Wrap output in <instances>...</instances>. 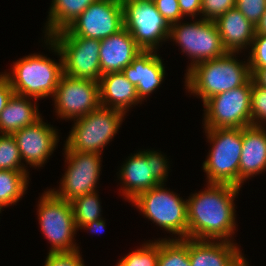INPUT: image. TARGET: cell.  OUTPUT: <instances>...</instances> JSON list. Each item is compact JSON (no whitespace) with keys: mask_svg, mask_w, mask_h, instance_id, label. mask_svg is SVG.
Instances as JSON below:
<instances>
[{"mask_svg":"<svg viewBox=\"0 0 266 266\" xmlns=\"http://www.w3.org/2000/svg\"><path fill=\"white\" fill-rule=\"evenodd\" d=\"M207 184L206 190L186 199L188 238L232 242L230 238L236 230L234 200L240 188L229 184Z\"/></svg>","mask_w":266,"mask_h":266,"instance_id":"1","label":"cell"},{"mask_svg":"<svg viewBox=\"0 0 266 266\" xmlns=\"http://www.w3.org/2000/svg\"><path fill=\"white\" fill-rule=\"evenodd\" d=\"M236 54L228 52L190 68L185 74L186 90L202 98L204 103L218 93L243 86L251 78L249 62H240Z\"/></svg>","mask_w":266,"mask_h":266,"instance_id":"2","label":"cell"},{"mask_svg":"<svg viewBox=\"0 0 266 266\" xmlns=\"http://www.w3.org/2000/svg\"><path fill=\"white\" fill-rule=\"evenodd\" d=\"M49 50L59 55V63L41 54L27 55L14 62L12 73H5L8 77L14 94L31 97L36 101L39 98L53 97L55 89L64 74L62 57L57 46L46 37Z\"/></svg>","mask_w":266,"mask_h":266,"instance_id":"3","label":"cell"},{"mask_svg":"<svg viewBox=\"0 0 266 266\" xmlns=\"http://www.w3.org/2000/svg\"><path fill=\"white\" fill-rule=\"evenodd\" d=\"M212 145L203 170L208 183L239 187V163L242 152V128L205 129Z\"/></svg>","mask_w":266,"mask_h":266,"instance_id":"4","label":"cell"},{"mask_svg":"<svg viewBox=\"0 0 266 266\" xmlns=\"http://www.w3.org/2000/svg\"><path fill=\"white\" fill-rule=\"evenodd\" d=\"M161 183L138 194L132 201L146 218L169 233L188 238L187 200L164 188Z\"/></svg>","mask_w":266,"mask_h":266,"instance_id":"5","label":"cell"},{"mask_svg":"<svg viewBox=\"0 0 266 266\" xmlns=\"http://www.w3.org/2000/svg\"><path fill=\"white\" fill-rule=\"evenodd\" d=\"M125 113L100 106L89 114L77 118L66 139L69 151L101 154L105 146L116 135Z\"/></svg>","mask_w":266,"mask_h":266,"instance_id":"6","label":"cell"},{"mask_svg":"<svg viewBox=\"0 0 266 266\" xmlns=\"http://www.w3.org/2000/svg\"><path fill=\"white\" fill-rule=\"evenodd\" d=\"M39 201L38 219L42 233L51 244L49 253L79 250L73 239L77 229L71 203L57 197L50 189L44 191Z\"/></svg>","mask_w":266,"mask_h":266,"instance_id":"7","label":"cell"},{"mask_svg":"<svg viewBox=\"0 0 266 266\" xmlns=\"http://www.w3.org/2000/svg\"><path fill=\"white\" fill-rule=\"evenodd\" d=\"M252 79L243 86L218 93L204 105V128L227 129L251 126Z\"/></svg>","mask_w":266,"mask_h":266,"instance_id":"8","label":"cell"},{"mask_svg":"<svg viewBox=\"0 0 266 266\" xmlns=\"http://www.w3.org/2000/svg\"><path fill=\"white\" fill-rule=\"evenodd\" d=\"M170 40L181 46L182 52L192 59L187 71L200 62L219 58L227 54L214 21L203 18L190 23L170 25Z\"/></svg>","mask_w":266,"mask_h":266,"instance_id":"9","label":"cell"},{"mask_svg":"<svg viewBox=\"0 0 266 266\" xmlns=\"http://www.w3.org/2000/svg\"><path fill=\"white\" fill-rule=\"evenodd\" d=\"M121 2L124 27L143 51H156L160 42L169 39L170 25L158 12L153 0Z\"/></svg>","mask_w":266,"mask_h":266,"instance_id":"10","label":"cell"},{"mask_svg":"<svg viewBox=\"0 0 266 266\" xmlns=\"http://www.w3.org/2000/svg\"><path fill=\"white\" fill-rule=\"evenodd\" d=\"M163 154L145 150L128 157L121 166L119 178L122 182V194L132 201L138 194L166 182L168 161Z\"/></svg>","mask_w":266,"mask_h":266,"instance_id":"11","label":"cell"},{"mask_svg":"<svg viewBox=\"0 0 266 266\" xmlns=\"http://www.w3.org/2000/svg\"><path fill=\"white\" fill-rule=\"evenodd\" d=\"M124 27L121 0H97L66 29L51 36H82L103 40Z\"/></svg>","mask_w":266,"mask_h":266,"instance_id":"12","label":"cell"},{"mask_svg":"<svg viewBox=\"0 0 266 266\" xmlns=\"http://www.w3.org/2000/svg\"><path fill=\"white\" fill-rule=\"evenodd\" d=\"M61 53L64 74L99 82L100 40L82 36H49Z\"/></svg>","mask_w":266,"mask_h":266,"instance_id":"13","label":"cell"},{"mask_svg":"<svg viewBox=\"0 0 266 266\" xmlns=\"http://www.w3.org/2000/svg\"><path fill=\"white\" fill-rule=\"evenodd\" d=\"M68 166L58 190L51 191L59 198L71 201L96 190L101 171V154L80 153L64 148Z\"/></svg>","mask_w":266,"mask_h":266,"instance_id":"14","label":"cell"},{"mask_svg":"<svg viewBox=\"0 0 266 266\" xmlns=\"http://www.w3.org/2000/svg\"><path fill=\"white\" fill-rule=\"evenodd\" d=\"M52 98L56 113L61 119L75 120L101 106L99 82L65 74L61 76Z\"/></svg>","mask_w":266,"mask_h":266,"instance_id":"15","label":"cell"},{"mask_svg":"<svg viewBox=\"0 0 266 266\" xmlns=\"http://www.w3.org/2000/svg\"><path fill=\"white\" fill-rule=\"evenodd\" d=\"M56 130L40 118L34 124L14 132L12 135L16 140L21 160L32 167H43L59 141Z\"/></svg>","mask_w":266,"mask_h":266,"instance_id":"16","label":"cell"},{"mask_svg":"<svg viewBox=\"0 0 266 266\" xmlns=\"http://www.w3.org/2000/svg\"><path fill=\"white\" fill-rule=\"evenodd\" d=\"M188 255L191 266H248L233 241L188 238Z\"/></svg>","mask_w":266,"mask_h":266,"instance_id":"17","label":"cell"},{"mask_svg":"<svg viewBox=\"0 0 266 266\" xmlns=\"http://www.w3.org/2000/svg\"><path fill=\"white\" fill-rule=\"evenodd\" d=\"M142 51L125 27L100 40L101 75L122 72Z\"/></svg>","mask_w":266,"mask_h":266,"instance_id":"18","label":"cell"},{"mask_svg":"<svg viewBox=\"0 0 266 266\" xmlns=\"http://www.w3.org/2000/svg\"><path fill=\"white\" fill-rule=\"evenodd\" d=\"M157 51H142L122 73L136 86L141 101L156 90L164 80L165 67Z\"/></svg>","mask_w":266,"mask_h":266,"instance_id":"19","label":"cell"},{"mask_svg":"<svg viewBox=\"0 0 266 266\" xmlns=\"http://www.w3.org/2000/svg\"><path fill=\"white\" fill-rule=\"evenodd\" d=\"M266 128H242V152L239 163V188L244 181L266 171Z\"/></svg>","mask_w":266,"mask_h":266,"instance_id":"20","label":"cell"},{"mask_svg":"<svg viewBox=\"0 0 266 266\" xmlns=\"http://www.w3.org/2000/svg\"><path fill=\"white\" fill-rule=\"evenodd\" d=\"M214 22L227 52L239 53L248 48V45L251 47L255 36V25L237 8L229 9Z\"/></svg>","mask_w":266,"mask_h":266,"instance_id":"21","label":"cell"},{"mask_svg":"<svg viewBox=\"0 0 266 266\" xmlns=\"http://www.w3.org/2000/svg\"><path fill=\"white\" fill-rule=\"evenodd\" d=\"M100 104L126 114L129 107L142 101L137 89L122 72L107 73L99 80Z\"/></svg>","mask_w":266,"mask_h":266,"instance_id":"22","label":"cell"},{"mask_svg":"<svg viewBox=\"0 0 266 266\" xmlns=\"http://www.w3.org/2000/svg\"><path fill=\"white\" fill-rule=\"evenodd\" d=\"M36 103L31 97L13 94L0 113V134H13L38 121L42 116Z\"/></svg>","mask_w":266,"mask_h":266,"instance_id":"23","label":"cell"},{"mask_svg":"<svg viewBox=\"0 0 266 266\" xmlns=\"http://www.w3.org/2000/svg\"><path fill=\"white\" fill-rule=\"evenodd\" d=\"M97 0H52L45 25V38L66 29Z\"/></svg>","mask_w":266,"mask_h":266,"instance_id":"24","label":"cell"},{"mask_svg":"<svg viewBox=\"0 0 266 266\" xmlns=\"http://www.w3.org/2000/svg\"><path fill=\"white\" fill-rule=\"evenodd\" d=\"M28 171L0 170V208L16 204L27 190Z\"/></svg>","mask_w":266,"mask_h":266,"instance_id":"25","label":"cell"},{"mask_svg":"<svg viewBox=\"0 0 266 266\" xmlns=\"http://www.w3.org/2000/svg\"><path fill=\"white\" fill-rule=\"evenodd\" d=\"M157 266H191L188 255V238L159 240Z\"/></svg>","mask_w":266,"mask_h":266,"instance_id":"26","label":"cell"},{"mask_svg":"<svg viewBox=\"0 0 266 266\" xmlns=\"http://www.w3.org/2000/svg\"><path fill=\"white\" fill-rule=\"evenodd\" d=\"M97 191L87 193L70 201L75 227L101 219V205Z\"/></svg>","mask_w":266,"mask_h":266,"instance_id":"27","label":"cell"},{"mask_svg":"<svg viewBox=\"0 0 266 266\" xmlns=\"http://www.w3.org/2000/svg\"><path fill=\"white\" fill-rule=\"evenodd\" d=\"M0 170L27 171L12 134L0 135Z\"/></svg>","mask_w":266,"mask_h":266,"instance_id":"28","label":"cell"},{"mask_svg":"<svg viewBox=\"0 0 266 266\" xmlns=\"http://www.w3.org/2000/svg\"><path fill=\"white\" fill-rule=\"evenodd\" d=\"M158 256L159 239L142 244V248L122 257L116 266H157Z\"/></svg>","mask_w":266,"mask_h":266,"instance_id":"29","label":"cell"},{"mask_svg":"<svg viewBox=\"0 0 266 266\" xmlns=\"http://www.w3.org/2000/svg\"><path fill=\"white\" fill-rule=\"evenodd\" d=\"M263 122H266V89L255 85L252 81L251 125L262 126Z\"/></svg>","mask_w":266,"mask_h":266,"instance_id":"30","label":"cell"},{"mask_svg":"<svg viewBox=\"0 0 266 266\" xmlns=\"http://www.w3.org/2000/svg\"><path fill=\"white\" fill-rule=\"evenodd\" d=\"M236 0H202L201 14L203 19L215 21L229 9L235 8Z\"/></svg>","mask_w":266,"mask_h":266,"instance_id":"31","label":"cell"},{"mask_svg":"<svg viewBox=\"0 0 266 266\" xmlns=\"http://www.w3.org/2000/svg\"><path fill=\"white\" fill-rule=\"evenodd\" d=\"M235 8L256 25L266 10V0H236Z\"/></svg>","mask_w":266,"mask_h":266,"instance_id":"32","label":"cell"},{"mask_svg":"<svg viewBox=\"0 0 266 266\" xmlns=\"http://www.w3.org/2000/svg\"><path fill=\"white\" fill-rule=\"evenodd\" d=\"M249 48H251L248 57L249 68H266V35H255Z\"/></svg>","mask_w":266,"mask_h":266,"instance_id":"33","label":"cell"},{"mask_svg":"<svg viewBox=\"0 0 266 266\" xmlns=\"http://www.w3.org/2000/svg\"><path fill=\"white\" fill-rule=\"evenodd\" d=\"M44 266H85L80 250L73 252L49 253Z\"/></svg>","mask_w":266,"mask_h":266,"instance_id":"34","label":"cell"},{"mask_svg":"<svg viewBox=\"0 0 266 266\" xmlns=\"http://www.w3.org/2000/svg\"><path fill=\"white\" fill-rule=\"evenodd\" d=\"M158 12L169 25L178 23L184 18L179 9L178 0H153Z\"/></svg>","mask_w":266,"mask_h":266,"instance_id":"35","label":"cell"},{"mask_svg":"<svg viewBox=\"0 0 266 266\" xmlns=\"http://www.w3.org/2000/svg\"><path fill=\"white\" fill-rule=\"evenodd\" d=\"M201 1L202 0H178L182 16L188 15L194 19L196 15L201 14Z\"/></svg>","mask_w":266,"mask_h":266,"instance_id":"36","label":"cell"},{"mask_svg":"<svg viewBox=\"0 0 266 266\" xmlns=\"http://www.w3.org/2000/svg\"><path fill=\"white\" fill-rule=\"evenodd\" d=\"M14 94L8 77L3 73L0 74V113L6 107L9 99Z\"/></svg>","mask_w":266,"mask_h":266,"instance_id":"37","label":"cell"},{"mask_svg":"<svg viewBox=\"0 0 266 266\" xmlns=\"http://www.w3.org/2000/svg\"><path fill=\"white\" fill-rule=\"evenodd\" d=\"M250 73L253 83L266 89V68L250 69Z\"/></svg>","mask_w":266,"mask_h":266,"instance_id":"38","label":"cell"},{"mask_svg":"<svg viewBox=\"0 0 266 266\" xmlns=\"http://www.w3.org/2000/svg\"><path fill=\"white\" fill-rule=\"evenodd\" d=\"M105 227H106L105 220H103L102 218L96 221H92L88 224H84L83 226L80 227V229L84 228L93 233H99V232L101 233L103 230H105Z\"/></svg>","mask_w":266,"mask_h":266,"instance_id":"39","label":"cell"},{"mask_svg":"<svg viewBox=\"0 0 266 266\" xmlns=\"http://www.w3.org/2000/svg\"><path fill=\"white\" fill-rule=\"evenodd\" d=\"M255 35H266V10L259 22L255 25Z\"/></svg>","mask_w":266,"mask_h":266,"instance_id":"40","label":"cell"}]
</instances>
